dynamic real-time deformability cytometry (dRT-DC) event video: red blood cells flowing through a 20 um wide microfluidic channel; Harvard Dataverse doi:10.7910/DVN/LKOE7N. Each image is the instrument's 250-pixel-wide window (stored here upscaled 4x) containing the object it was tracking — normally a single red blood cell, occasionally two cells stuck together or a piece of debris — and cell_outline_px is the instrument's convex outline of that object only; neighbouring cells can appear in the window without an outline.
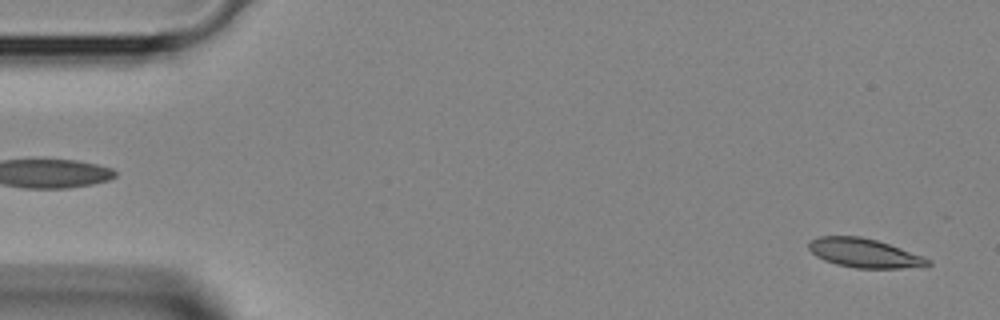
{"species": "Egyptian fruit bat (a non-hibernating species)", "species_latin": "Rousettus aegyptiacus", "temperature_condition": "room temperature", "stored_images_in_passage": 41, "camera_frame_rate_fps": 3000, "um_per_image_px": 0.085, "animal": {"sex": "female"}, "frame": {"image": 1, "passage_image": 1, "time_ms": 0.0, "image_size_px": [1000, 320], "cell_outline_px": [[932, 264], [900, 268], [856, 268], [836, 264], [824, 260], [816, 256], [808, 248], [808, 240], [820, 236], [860, 236], [876, 240], [924, 256], [932, 260]], "centroid_in_image_um": [73.43, 21.5], "position_along_channel_um": 11.6, "area_um2": 20.06}}
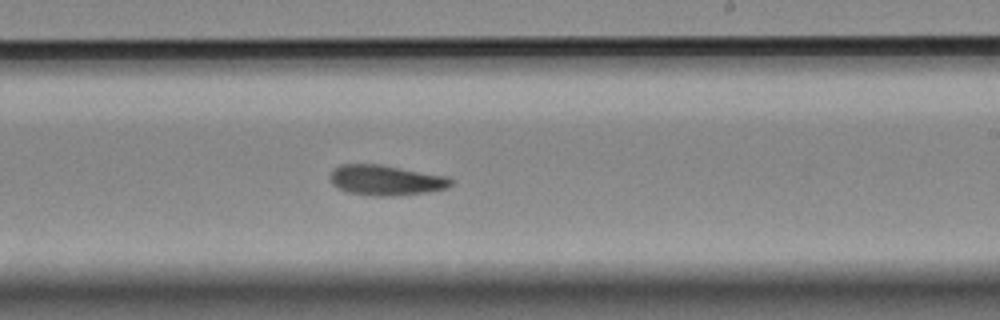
{"frame": {"image": 2, "passage_image": 24, "time_ms": 7.667, "image_size_px": [1000, 320], "cell_outline_px": [[452, 184], [448, 188], [424, 192], [396, 196], [372, 196], [348, 192], [336, 188], [332, 184], [328, 176], [340, 164], [380, 164], [448, 176], [452, 180]], "centroid_in_image_um": [32.78, 15.32], "position_along_channel_um": 256.2, "area_um2": 21.44}}
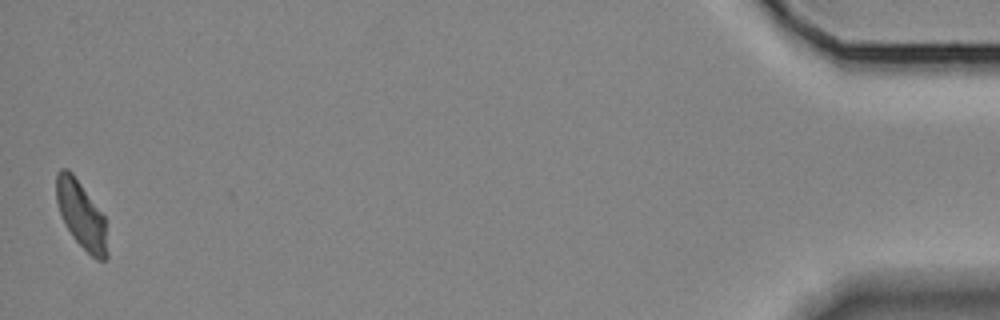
{"frame": {"image": 3, "passage_image": 41, "time_ms": 13.333, "image_size_px": [1000, 320], "cell_outline_px": [[108, 256], [104, 260], [96, 260], [72, 236], [64, 224], [56, 200], [56, 172], [60, 168], [68, 168], [72, 172], [104, 216], [108, 252]], "centroid_in_image_um": [6.89, 18.25], "position_along_channel_um": 428.3, "area_um2": 19.88}}